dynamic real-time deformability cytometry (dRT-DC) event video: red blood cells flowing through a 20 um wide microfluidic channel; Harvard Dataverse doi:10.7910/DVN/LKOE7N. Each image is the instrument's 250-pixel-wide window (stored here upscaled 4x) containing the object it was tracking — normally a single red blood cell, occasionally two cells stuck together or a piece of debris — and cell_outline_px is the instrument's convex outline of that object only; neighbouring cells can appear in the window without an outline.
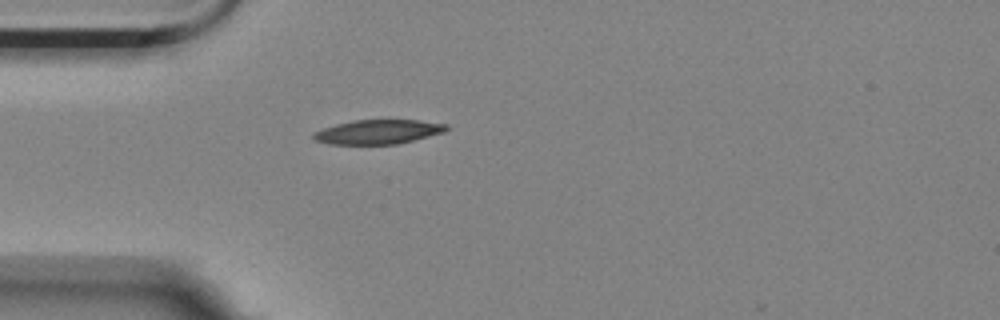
{"species": "Egyptian fruit bat (a non-hibernating species)", "species_latin": "Rousettus aegyptiacus", "temperature_condition": "room temperature", "stored_images_in_passage": 4, "camera_frame_rate_fps": 3000, "um_per_image_px": 0.085, "animal": {"sex": "female"}, "frame": {"image": 1, "passage_image": 4, "time_ms": 1.0, "image_size_px": [1000, 320], "cell_outline_px": [[448, 128], [444, 132], [396, 144], [328, 144], [316, 140], [312, 136], [312, 132], [336, 124], [352, 120], [420, 120], [448, 124]], "centroid_in_image_um": [32.12, 11.2], "position_along_channel_um": 52.9, "area_um2": 18.73}}